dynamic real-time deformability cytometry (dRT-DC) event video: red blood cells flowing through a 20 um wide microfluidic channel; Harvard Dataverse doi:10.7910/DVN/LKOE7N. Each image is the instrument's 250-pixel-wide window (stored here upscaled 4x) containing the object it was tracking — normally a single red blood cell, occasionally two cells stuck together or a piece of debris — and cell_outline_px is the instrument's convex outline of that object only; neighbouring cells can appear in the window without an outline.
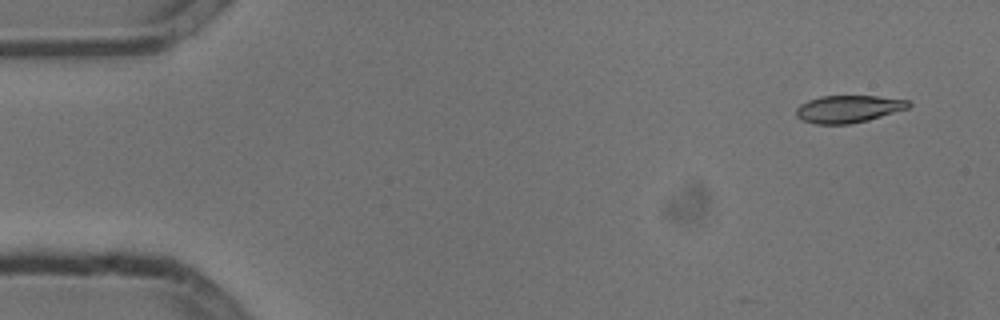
{"species": "common noctule bat (a hibernating species)", "species_latin": "Nyctalus noctula", "temperature_condition": "cold", "stored_images_in_passage": 5, "camera_frame_rate_fps": 3000, "um_per_image_px": 0.085, "animal": {"sex": "male", "body_mass_g": 13.3}, "frame": {"image": 1, "passage_image": 1, "time_ms": 0.0, "image_size_px": [1000, 320], "cell_outline_px": [[912, 104], [908, 108], [868, 120], [848, 124], [816, 124], [800, 120], [796, 116], [796, 108], [800, 104], [808, 100], [820, 96], [876, 96], [908, 100]], "centroid_in_image_um": [72.07, 9.26], "position_along_channel_um": 12.9, "area_um2": 17.92}}
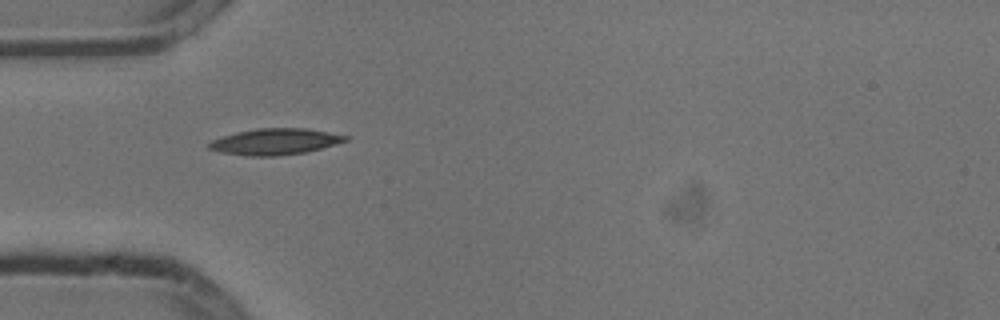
{"frame": {"image": 2, "passage_image": 4, "time_ms": 1.0, "image_size_px": [1000, 320], "cell_outline_px": [[348, 140], [336, 144], [304, 152], [276, 156], [248, 156], [220, 152], [208, 148], [208, 144], [212, 140], [236, 132], [256, 128], [308, 128], [348, 136]], "centroid_in_image_um": [23.37, 12.03], "position_along_channel_um": 61.6, "area_um2": 20.69}}
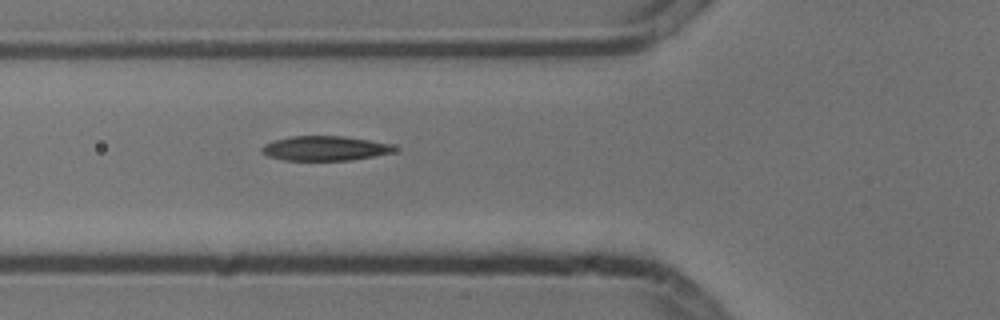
{"frame": {"image": 3, "passage_image": 5, "time_ms": 1.333, "image_size_px": [1000, 320], "cell_outline_px": [[396, 148], [392, 152], [352, 160], [284, 160], [268, 156], [260, 152], [260, 148], [264, 144], [276, 140], [292, 136], [344, 136], [392, 144]], "centroid_in_image_um": [27.57, 12.61], "position_along_channel_um": 98.2, "area_um2": 18.84}}